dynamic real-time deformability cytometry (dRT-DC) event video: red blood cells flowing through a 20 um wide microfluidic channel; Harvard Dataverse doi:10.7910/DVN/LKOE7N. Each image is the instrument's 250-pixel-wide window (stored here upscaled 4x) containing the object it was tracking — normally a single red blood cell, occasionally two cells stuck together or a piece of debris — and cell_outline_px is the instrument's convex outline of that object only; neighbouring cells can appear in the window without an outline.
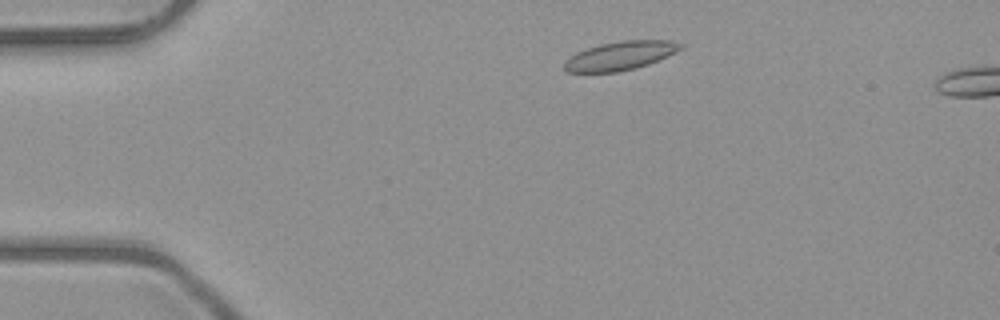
{"species": "common noctule bat (a hibernating species)", "species_latin": "Nyctalus noctula", "temperature_condition": "room temperature", "stored_images_in_passage": 46, "camera_frame_rate_fps": 3000, "um_per_image_px": 0.085, "animal": {"sex": "male", "body_mass_g": 23.1, "forearm_length_mm": 52.7}, "frame": {"image": 1, "passage_image": 4, "time_ms": 1.0, "image_size_px": [1000, 320], "cell_outline_px": [[684, 48], [668, 56], [648, 64], [636, 68], [616, 72], [568, 72], [564, 68], [564, 60], [576, 52], [584, 48], [600, 44], [620, 40], [672, 40], [684, 44]], "centroid_in_image_um": [52.73, 4.72], "position_along_channel_um": 32.3, "area_um2": 19.71}}
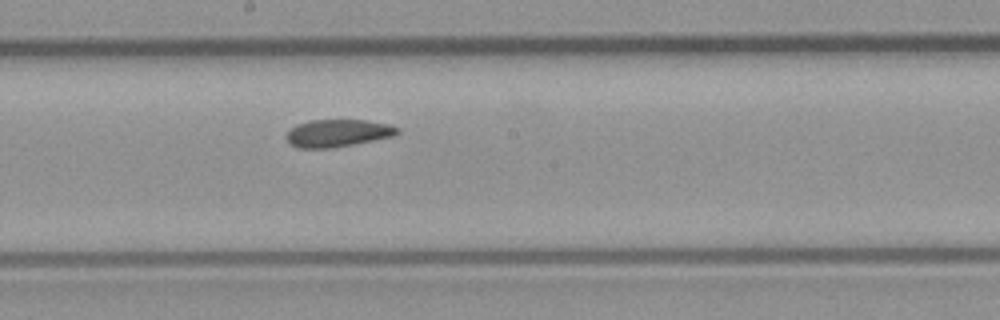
{"frame": {"image": 2, "passage_image": 22, "time_ms": 7.0, "image_size_px": [1000, 320], "cell_outline_px": [[400, 132], [396, 136], [352, 144], [328, 148], [296, 148], [284, 136], [296, 124], [308, 120], [368, 120], [388, 124], [400, 128]], "centroid_in_image_um": [28.73, 11.3], "position_along_channel_um": 219.5, "area_um2": 17.8}}
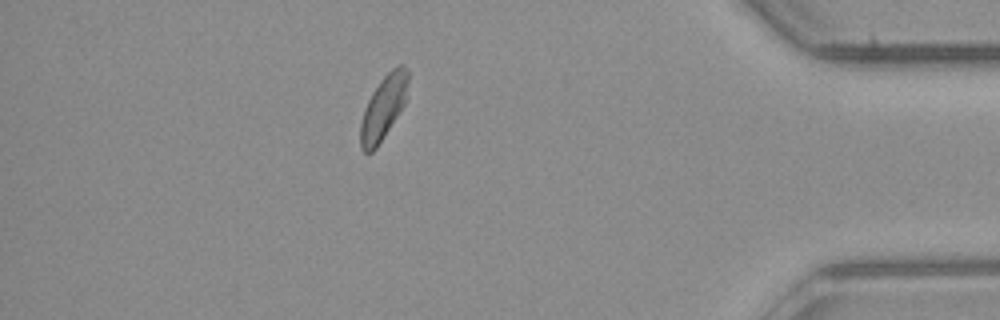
{"frame": {"image": 3, "passage_image": 39, "time_ms": 12.667, "image_size_px": [1000, 320], "cell_outline_px": [[408, 80], [404, 104], [376, 148], [372, 152], [364, 152], [360, 148], [360, 124], [364, 108], [372, 92], [380, 80], [396, 64], [404, 64], [408, 68]], "centroid_in_image_um": [32.57, 9.11], "position_along_channel_um": 402.6, "area_um2": 17.57}, "authors_computed_cell_mechanics": {"area_um2": 18.4093, "velocity_mm_per_s": 3.9909, "shape_relaxation_time_tau1_ms": null, "shape_relaxation_time_tau2_ms": 2.4781, "deformation_change_tau1": null, "deformation_change_tau2": 0.0524}}